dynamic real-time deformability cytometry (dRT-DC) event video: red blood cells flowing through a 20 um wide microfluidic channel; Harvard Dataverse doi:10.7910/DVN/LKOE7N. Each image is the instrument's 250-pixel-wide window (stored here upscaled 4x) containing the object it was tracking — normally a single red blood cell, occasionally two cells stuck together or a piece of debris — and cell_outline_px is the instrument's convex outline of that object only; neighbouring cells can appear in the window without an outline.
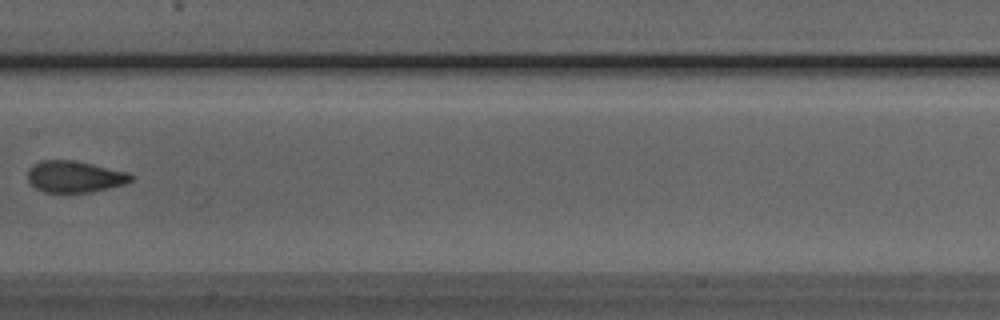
{"species": "Egyptian fruit bat (a non-hibernating species)", "species_latin": "Rousettus aegyptiacus", "temperature_condition": "room temperature", "stored_images_in_passage": 8, "camera_frame_rate_fps": 3000, "um_per_image_px": 0.085, "animal": {"sex": "male"}, "frame": {"image": 1, "passage_image": 8, "time_ms": 2.333, "image_size_px": [1000, 320], "cell_outline_px": [[132, 180], [124, 184], [92, 192], [64, 196], [44, 192], [36, 188], [28, 180], [28, 168], [32, 164], [40, 160], [72, 160], [92, 164], [128, 172], [132, 176]], "centroid_in_image_um": [6.29, 15.06], "position_along_channel_um": 201.1, "area_um2": 19.59}}